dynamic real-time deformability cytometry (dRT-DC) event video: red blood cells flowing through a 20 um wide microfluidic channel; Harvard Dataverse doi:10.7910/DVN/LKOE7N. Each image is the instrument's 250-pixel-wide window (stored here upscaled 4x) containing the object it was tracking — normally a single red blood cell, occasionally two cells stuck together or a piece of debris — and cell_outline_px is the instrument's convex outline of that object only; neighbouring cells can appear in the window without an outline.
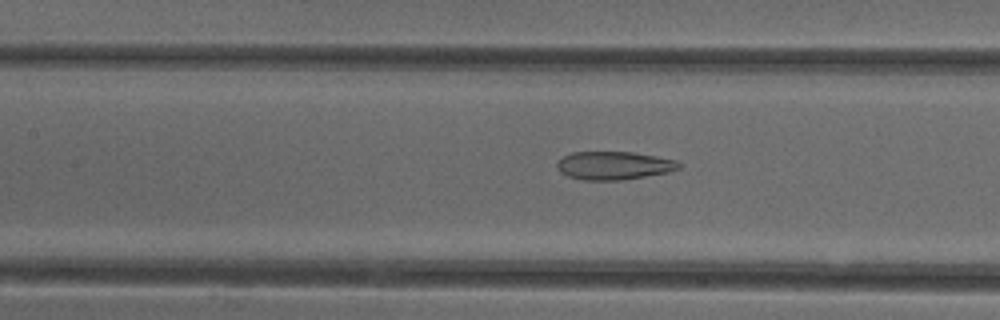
{"species": "common noctule bat (a hibernating species)", "species_latin": "Nyctalus noctula", "temperature_condition": "cold", "stored_images_in_passage": 52, "camera_frame_rate_fps": 3000, "um_per_image_px": 0.085, "animal": {"sex": "female"}, "frame": {"image": 1, "passage_image": 23, "time_ms": 7.333, "image_size_px": [1000, 320], "cell_outline_px": [[680, 168], [668, 172], [624, 180], [584, 180], [568, 176], [560, 172], [556, 164], [564, 156], [572, 152], [632, 152], [656, 156], [676, 160], [680, 164]], "centroid_in_image_um": [52.18, 14.07], "position_along_channel_um": 155.2, "area_um2": 19.94}}
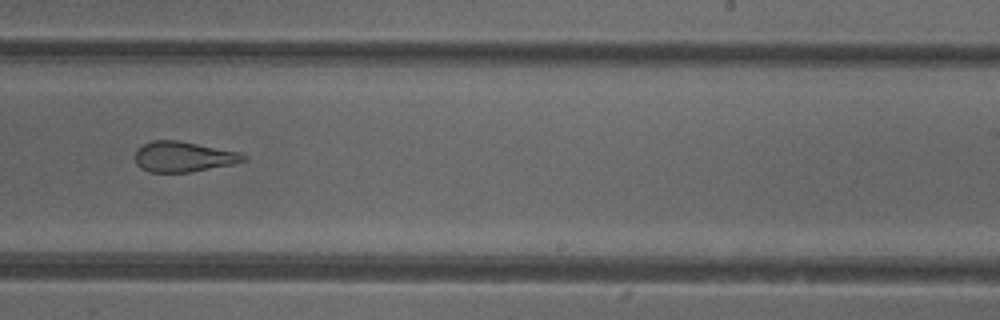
{"frame": {"image": 2, "passage_image": 32, "time_ms": 10.333, "image_size_px": [1000, 320], "cell_outline_px": [[248, 160], [232, 164], [188, 172], [148, 172], [140, 168], [136, 164], [136, 148], [152, 140], [180, 140], [240, 152], [248, 156]], "centroid_in_image_um": [15.59, 13.31], "position_along_channel_um": 273.4, "area_um2": 19.31}}
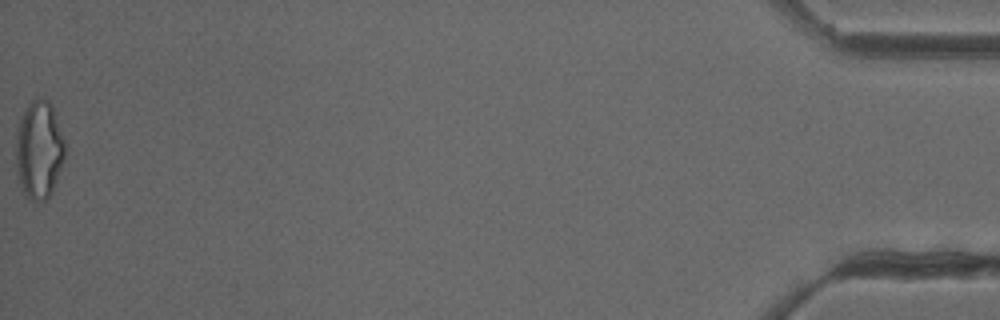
{"frame": {"image": 3, "passage_image": 52, "time_ms": 17.0, "image_size_px": [1000, 320], "cell_outline_px": [[64, 160], [52, 192], [44, 200], [36, 204], [28, 200], [20, 192], [16, 160], [16, 136], [20, 116], [28, 104], [36, 96], [44, 96], [52, 104], [64, 140]], "centroid_in_image_um": [3.3, 12.75], "position_along_channel_um": 431.9, "area_um2": 28.67}, "authors_computed_cell_mechanics": {"area_um2": 23.2645, "velocity_mm_per_s": 3.9452, "shape_relaxation_time_tau1_ms": null, "shape_relaxation_time_tau2_ms": 2.4374, "deformation_change_tau1": null, "deformation_change_tau2": 0.1231}}